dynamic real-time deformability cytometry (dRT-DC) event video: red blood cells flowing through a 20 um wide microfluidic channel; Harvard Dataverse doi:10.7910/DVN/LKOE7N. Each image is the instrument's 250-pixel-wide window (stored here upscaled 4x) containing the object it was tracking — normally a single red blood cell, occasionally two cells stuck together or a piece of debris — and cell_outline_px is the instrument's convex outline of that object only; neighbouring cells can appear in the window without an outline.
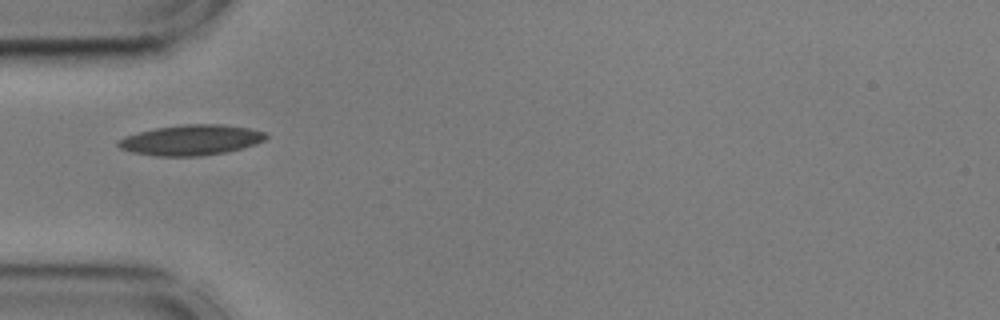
{"species": "common noctule bat (a hibernating species)", "species_latin": "Nyctalus noctula", "temperature_condition": "cold", "stored_images_in_passage": 39, "camera_frame_rate_fps": 3000, "um_per_image_px": 0.085, "animal": {"sex": "male", "body_mass_g": 17.9, "forearm_length_mm": 54.2}, "frame": {"image": 1, "passage_image": 1, "time_ms": 0.0, "image_size_px": [1000, 320], "cell_outline_px": [[268, 136], [264, 140], [256, 144], [244, 148], [228, 152], [200, 156], [156, 156], [132, 152], [120, 148], [116, 144], [116, 140], [124, 136], [156, 128], [180, 124], [224, 124], [248, 128], [264, 132]], "centroid_in_image_um": [16.24, 11.9], "position_along_channel_um": 68.8, "area_um2": 26.36}}
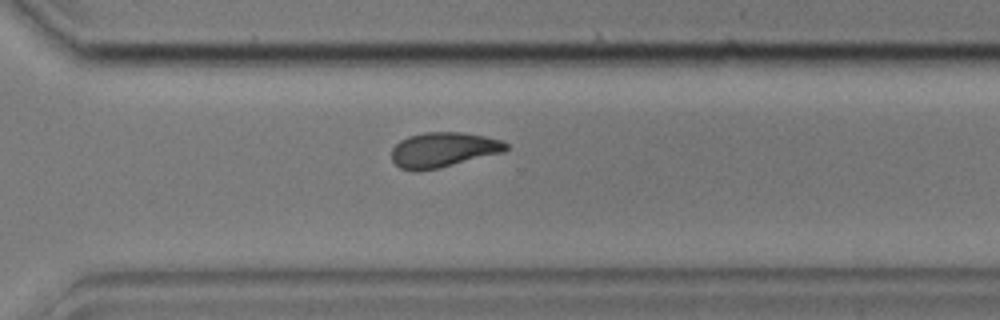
{"frame": {"image": 2, "passage_image": 23, "time_ms": 7.333, "image_size_px": [1000, 320], "cell_outline_px": [[508, 148], [504, 152], [436, 168], [416, 172], [412, 172], [400, 168], [392, 160], [392, 148], [400, 140], [408, 136], [424, 132], [464, 132], [484, 136], [500, 140], [508, 144]], "centroid_in_image_um": [37.64, 12.72], "position_along_channel_um": 333.0, "area_um2": 23.24}}
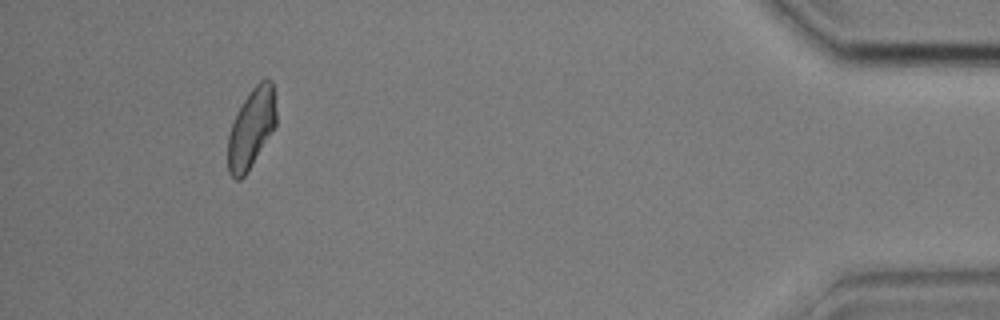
{"frame": {"image": 3, "passage_image": 35, "time_ms": 11.333, "image_size_px": [1000, 320], "cell_outline_px": [[276, 128], [244, 176], [240, 180], [236, 180], [228, 172], [228, 136], [232, 124], [248, 92], [264, 76], [272, 80], [276, 112]], "centroid_in_image_um": [21.39, 10.88], "position_along_channel_um": 413.8, "area_um2": 22.43}, "authors_computed_cell_mechanics": {"area_um2": 23.409, "velocity_mm_per_s": 3.6021, "shape_relaxation_time_tau1_ms": 9.0122, "shape_relaxation_time_tau2_ms": 4.117, "deformation_change_tau1": 0.1614, "deformation_change_tau2": 0.0977}}